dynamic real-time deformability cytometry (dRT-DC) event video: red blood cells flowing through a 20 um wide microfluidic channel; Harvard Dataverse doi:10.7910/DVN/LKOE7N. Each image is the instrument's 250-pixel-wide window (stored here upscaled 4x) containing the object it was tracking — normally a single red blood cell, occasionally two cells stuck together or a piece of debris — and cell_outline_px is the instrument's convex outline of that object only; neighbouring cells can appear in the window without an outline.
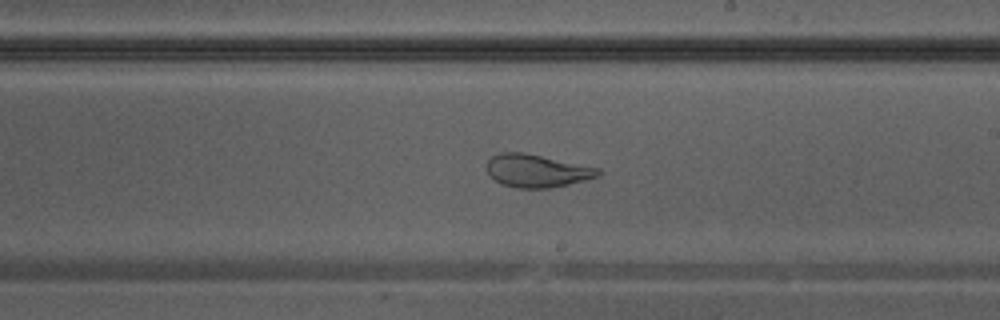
{"species": "Egyptian fruit bat (a non-hibernating species)", "species_latin": "Rousettus aegyptiacus", "temperature_condition": "warm", "stored_images_in_passage": 43, "camera_frame_rate_fps": 3000, "um_per_image_px": 0.085, "animal": {"sex": "male"}, "frame": {"image": 1, "passage_image": 25, "time_ms": 8.0, "image_size_px": [1000, 320], "cell_outline_px": [[600, 176], [568, 184], [548, 188], [516, 188], [504, 184], [488, 176], [488, 160], [492, 156], [500, 152], [524, 152], [600, 168]], "centroid_in_image_um": [45.63, 14.51], "position_along_channel_um": 243.4, "area_um2": 21.21}}
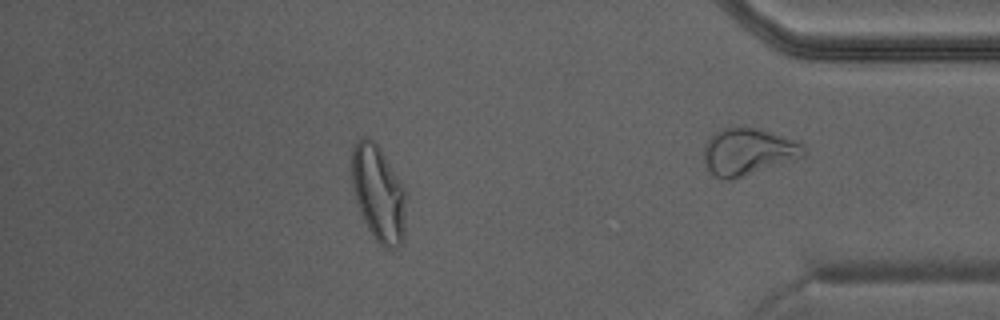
{"frame": {"image": 2, "passage_image": 37, "time_ms": 12.0, "image_size_px": [1000, 320], "cell_outline_px": [[408, 196], [404, 244], [396, 248], [384, 248], [372, 236], [360, 212], [356, 200], [352, 184], [352, 148], [356, 140], [360, 136], [368, 136], [380, 148], [408, 192]], "centroid_in_image_um": [32.22, 16.46], "position_along_channel_um": 403.0, "area_um2": 31.27}}